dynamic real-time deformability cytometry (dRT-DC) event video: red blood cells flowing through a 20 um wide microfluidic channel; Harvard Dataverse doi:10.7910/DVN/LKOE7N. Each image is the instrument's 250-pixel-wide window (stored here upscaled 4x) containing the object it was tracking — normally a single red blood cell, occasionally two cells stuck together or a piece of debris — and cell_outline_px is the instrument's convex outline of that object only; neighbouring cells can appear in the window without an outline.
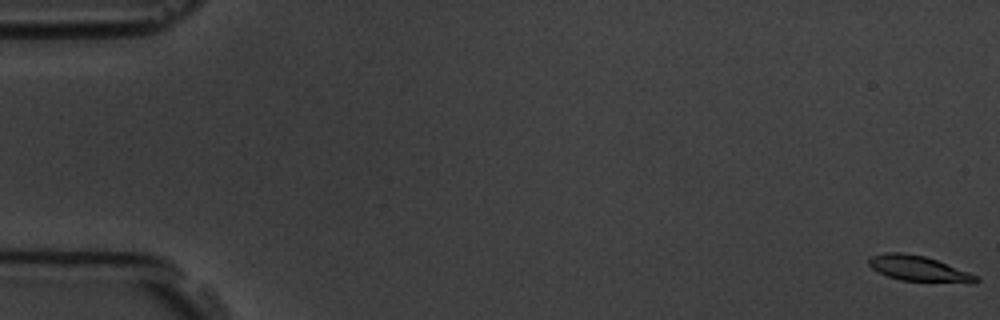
{"species": "common noctule bat (a hibernating species)", "species_latin": "Nyctalus noctula", "temperature_condition": "room temperature", "stored_images_in_passage": 5, "camera_frame_rate_fps": 3000, "um_per_image_px": 0.085, "animal": {"sex": "male", "body_mass_g": 19.5, "forearm_length_mm": 54.6}, "frame": {"image": 1, "passage_image": 1, "time_ms": 0.0, "image_size_px": [1000, 320], "cell_outline_px": [[980, 280], [976, 284], [968, 284], [900, 280], [888, 276], [872, 268], [868, 264], [868, 260], [872, 256], [888, 252], [904, 252], [924, 256], [936, 260], [968, 272], [976, 276]], "centroid_in_image_um": [78.13, 22.85], "position_along_channel_um": 6.9, "area_um2": 15.95}}
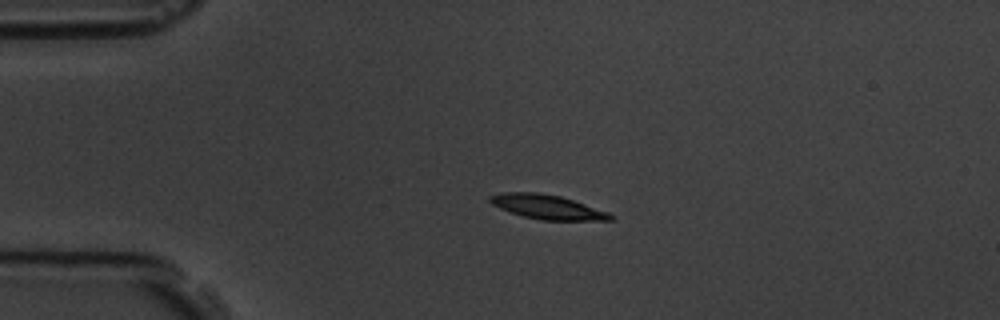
{"frame": {"image": 2, "passage_image": 4, "time_ms": 4.333, "image_size_px": [1000, 320], "cell_outline_px": [[616, 220], [540, 220], [524, 216], [500, 208], [492, 204], [488, 200], [488, 196], [500, 192], [536, 192], [560, 196], [608, 212], [616, 216]], "centroid_in_image_um": [46.52, 17.59], "position_along_channel_um": 38.5, "area_um2": 16.99}}